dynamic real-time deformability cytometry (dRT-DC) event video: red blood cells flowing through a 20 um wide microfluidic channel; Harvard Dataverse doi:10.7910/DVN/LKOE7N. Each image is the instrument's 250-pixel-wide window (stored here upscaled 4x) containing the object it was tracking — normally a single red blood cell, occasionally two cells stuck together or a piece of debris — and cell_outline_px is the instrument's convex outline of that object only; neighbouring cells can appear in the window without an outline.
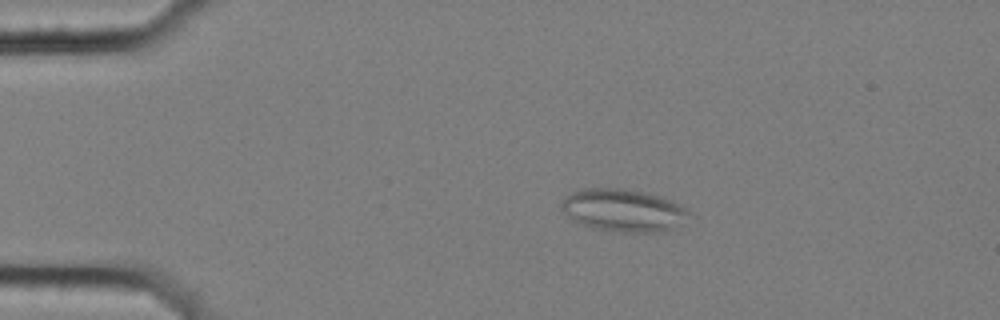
{"species": "common noctule bat (a hibernating species)", "species_latin": "Nyctalus noctula", "temperature_condition": "cold", "stored_images_in_passage": 3, "camera_frame_rate_fps": 3000, "um_per_image_px": 0.085, "animal": {"sex": "female", "body_mass_g": 25.1}, "frame": {"image": 1, "passage_image": 1, "time_ms": 0.0, "image_size_px": [1000, 320], "cell_outline_px": [[688, 212], [684, 224], [664, 232], [624, 232], [592, 228], [568, 216], [560, 208], [560, 204], [564, 196], [576, 188], [628, 188], [648, 192], [672, 200], [688, 208]], "centroid_in_image_um": [52.99, 17.85], "position_along_channel_um": 32.0, "area_um2": 32.14}}